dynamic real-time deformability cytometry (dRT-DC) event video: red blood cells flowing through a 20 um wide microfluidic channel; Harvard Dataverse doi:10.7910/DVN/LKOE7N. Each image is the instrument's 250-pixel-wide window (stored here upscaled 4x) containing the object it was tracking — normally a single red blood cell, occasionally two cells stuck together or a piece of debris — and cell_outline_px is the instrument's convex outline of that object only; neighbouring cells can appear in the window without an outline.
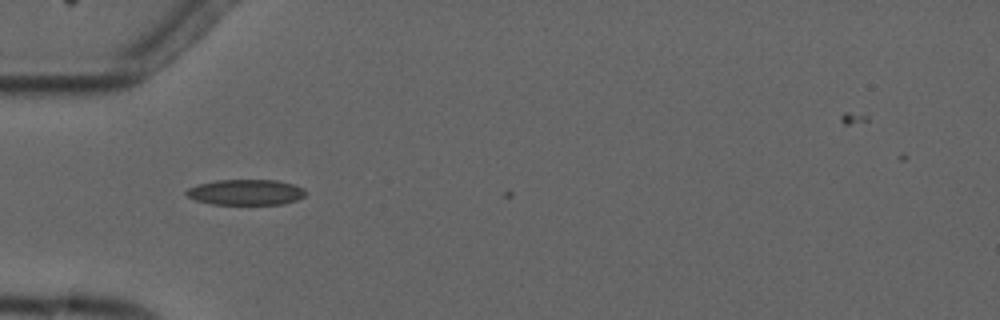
{"species": "common noctule bat (a hibernating species)", "species_latin": "Nyctalus noctula", "temperature_condition": "cold", "stored_images_in_passage": 3, "camera_frame_rate_fps": 3000, "um_per_image_px": 0.085, "animal": {"sex": "male", "forearm_length_mm": 52.5}, "frame": {"image": 1, "passage_image": 2, "time_ms": 1.333, "image_size_px": [1000, 320], "cell_outline_px": [[308, 192], [304, 196], [296, 200], [280, 204], [212, 204], [196, 200], [188, 196], [184, 192], [188, 188], [200, 184], [216, 180], [276, 180], [292, 184], [304, 188]], "centroid_in_image_um": [20.91, 16.33], "position_along_channel_um": 64.1, "area_um2": 17.69}}
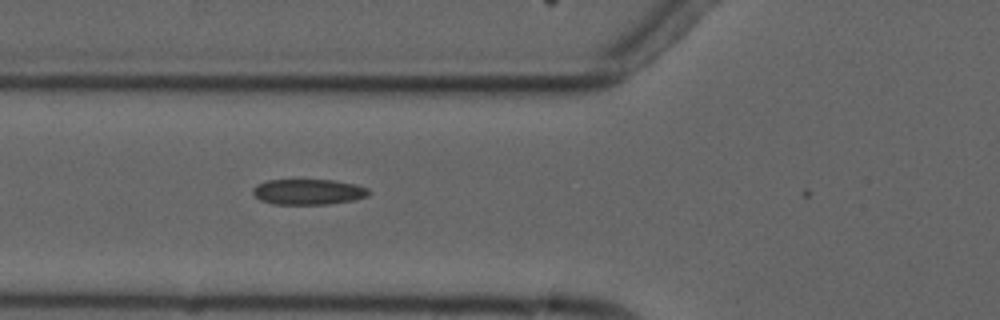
{"frame": {"image": 2, "passage_image": 3, "time_ms": 2.333, "image_size_px": [1000, 320], "cell_outline_px": [[372, 192], [368, 196], [352, 200], [328, 204], [272, 204], [260, 200], [252, 192], [252, 188], [256, 184], [268, 180], [336, 180], [356, 184], [368, 188]], "centroid_in_image_um": [26.22, 16.3], "position_along_channel_um": 99.6, "area_um2": 17.4}}